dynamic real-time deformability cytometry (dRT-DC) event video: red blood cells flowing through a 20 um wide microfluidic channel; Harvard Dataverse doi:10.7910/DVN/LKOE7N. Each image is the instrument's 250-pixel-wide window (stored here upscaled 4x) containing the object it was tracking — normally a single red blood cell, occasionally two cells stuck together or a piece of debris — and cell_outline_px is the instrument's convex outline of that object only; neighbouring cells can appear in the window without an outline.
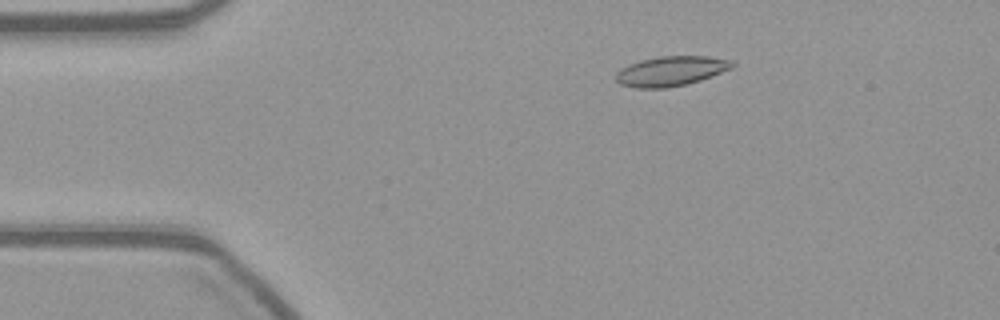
{"species": "common noctule bat (a hibernating species)", "species_latin": "Nyctalus noctula", "temperature_condition": "warm", "stored_images_in_passage": 50, "camera_frame_rate_fps": 3000, "um_per_image_px": 0.085, "animal": {"sex": "female", "body_mass_g": 21.9}, "frame": {"image": 1, "passage_image": 4, "time_ms": 1.0, "image_size_px": [1000, 320], "cell_outline_px": [[736, 64], [732, 68], [700, 80], [688, 84], [668, 88], [636, 88], [620, 84], [616, 80], [616, 72], [620, 68], [628, 64], [640, 60], [660, 56], [708, 56], [732, 60]], "centroid_in_image_um": [57.02, 6.04], "position_along_channel_um": 28.0, "area_um2": 20.35}}
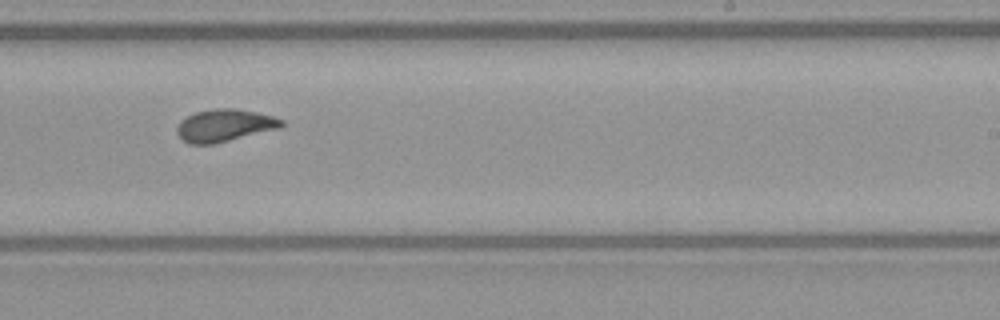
{"frame": {"image": 2, "passage_image": 28, "time_ms": 9.0, "image_size_px": [1000, 320], "cell_outline_px": [[284, 124], [280, 128], [216, 144], [188, 144], [176, 132], [176, 128], [180, 120], [196, 112], [216, 108], [236, 108], [256, 112], [272, 116], [284, 120]], "centroid_in_image_um": [19.09, 10.67], "position_along_channel_um": 269.9, "area_um2": 19.83}}
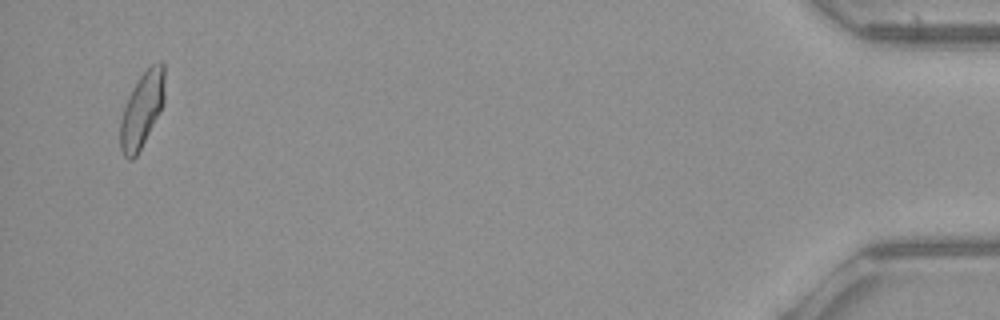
{"frame": {"image": 3, "passage_image": 48, "time_ms": 15.667, "image_size_px": [1000, 320], "cell_outline_px": [[164, 104], [160, 112], [136, 156], [132, 160], [128, 160], [124, 156], [120, 148], [120, 120], [128, 96], [132, 88], [140, 76], [152, 64], [160, 60], [164, 64]], "centroid_in_image_um": [12.06, 9.32], "position_along_channel_um": 423.1, "area_um2": 19.42}}